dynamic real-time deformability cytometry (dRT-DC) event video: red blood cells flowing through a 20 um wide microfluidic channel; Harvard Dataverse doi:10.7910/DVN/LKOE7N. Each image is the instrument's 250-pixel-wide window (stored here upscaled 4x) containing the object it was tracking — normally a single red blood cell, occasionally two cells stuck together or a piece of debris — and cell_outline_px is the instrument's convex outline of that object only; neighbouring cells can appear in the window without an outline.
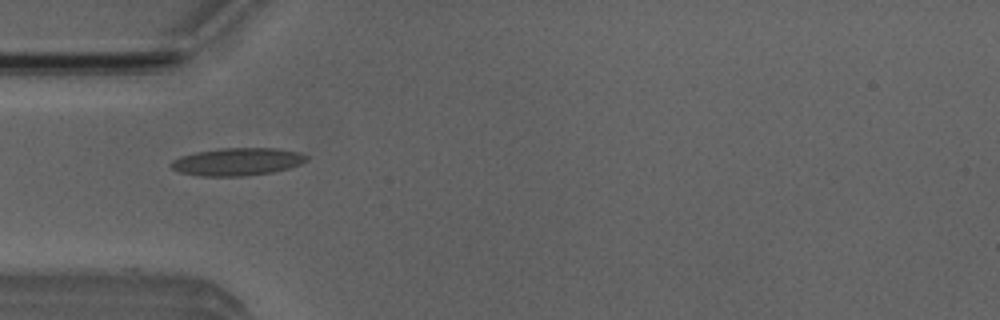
{"species": "Egyptian fruit bat (a non-hibernating species)", "species_latin": "Rousettus aegyptiacus", "temperature_condition": "room temperature", "stored_images_in_passage": 37, "camera_frame_rate_fps": 3000, "um_per_image_px": 0.085, "animal": {"sex": "male"}, "frame": {"image": 1, "passage_image": 1, "time_ms": 0.0, "image_size_px": [1000, 320], "cell_outline_px": [[308, 160], [300, 164], [288, 168], [272, 172], [244, 176], [200, 176], [180, 172], [172, 168], [168, 164], [172, 160], [180, 156], [196, 152], [220, 148], [276, 148], [300, 152], [308, 156]], "centroid_in_image_um": [20.16, 13.74], "position_along_channel_um": 64.8, "area_um2": 21.91}}
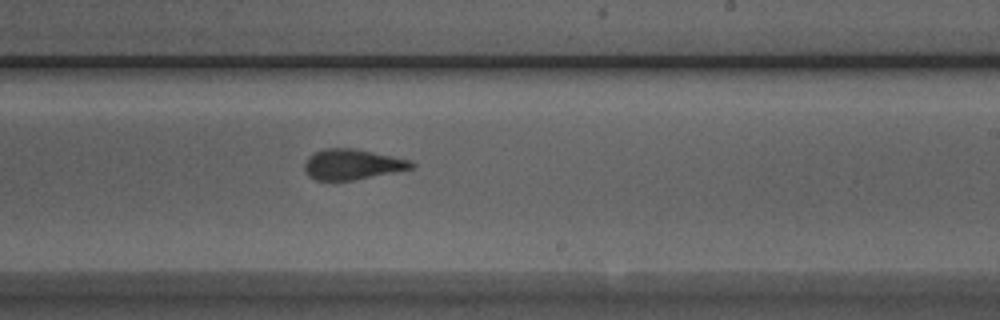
{"frame": {"image": 2, "passage_image": 16, "time_ms": 5.0, "image_size_px": [1000, 320], "cell_outline_px": [[416, 164], [412, 168], [352, 180], [316, 180], [308, 176], [304, 172], [304, 164], [308, 156], [312, 152], [324, 148], [356, 148], [392, 156], [408, 160]], "centroid_in_image_um": [29.86, 13.95], "position_along_channel_um": 259.1, "area_um2": 18.9}}
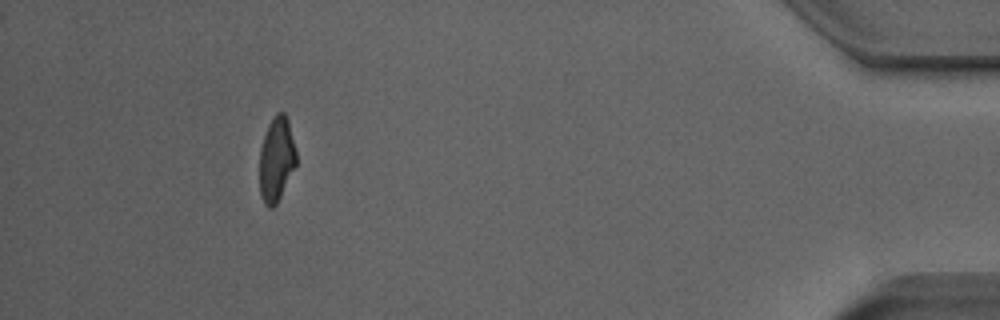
{"frame": {"image": 3, "passage_image": 33, "time_ms": 10.667, "image_size_px": [1000, 320], "cell_outline_px": [[296, 164], [276, 204], [272, 208], [268, 208], [264, 204], [260, 192], [260, 148], [268, 124], [276, 112], [284, 112], [288, 120], [296, 152]], "centroid_in_image_um": [23.48, 13.52], "position_along_channel_um": 411.7, "area_um2": 17.86}, "authors_computed_cell_mechanics": {"area_um2": 19.3052, "velocity_mm_per_s": 3.8846, "shape_relaxation_time_tau1_ms": 9.8585, "shape_relaxation_time_tau2_ms": 1.3607, "deformation_change_tau1": 0.2563, "deformation_change_tau2": 0.088}}